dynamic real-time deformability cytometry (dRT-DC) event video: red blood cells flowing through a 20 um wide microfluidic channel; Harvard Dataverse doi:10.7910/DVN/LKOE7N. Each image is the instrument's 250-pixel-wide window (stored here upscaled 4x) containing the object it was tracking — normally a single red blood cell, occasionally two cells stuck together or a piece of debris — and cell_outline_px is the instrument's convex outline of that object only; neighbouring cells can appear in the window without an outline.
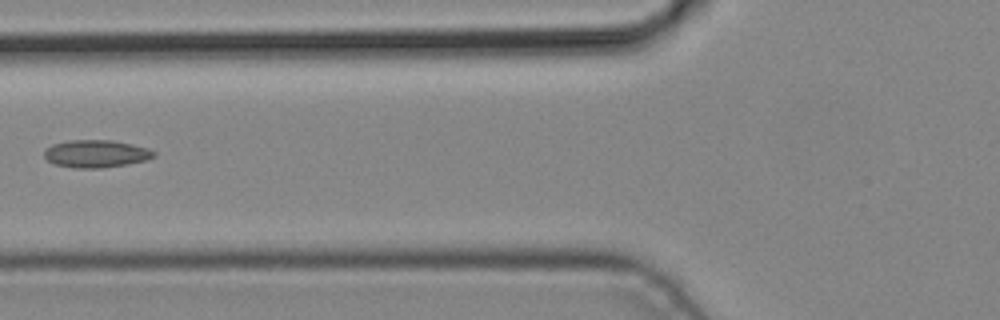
{"species": "common noctule bat (a hibernating species)", "species_latin": "Nyctalus noctula", "temperature_condition": "cold", "stored_images_in_passage": 4, "camera_frame_rate_fps": 3000, "um_per_image_px": 0.085, "animal": {"sex": "male", "body_mass_g": 19.2, "forearm_length_mm": 51.8}, "frame": {"image": 1, "passage_image": 4, "time_ms": 1.0, "image_size_px": [1000, 320], "cell_outline_px": [[156, 156], [144, 160], [124, 164], [100, 168], [76, 168], [56, 164], [48, 160], [44, 156], [44, 152], [52, 144], [68, 140], [112, 140], [132, 144], [148, 148], [156, 152]], "centroid_in_image_um": [8.17, 13.05], "position_along_channel_um": 117.6, "area_um2": 17.4}}